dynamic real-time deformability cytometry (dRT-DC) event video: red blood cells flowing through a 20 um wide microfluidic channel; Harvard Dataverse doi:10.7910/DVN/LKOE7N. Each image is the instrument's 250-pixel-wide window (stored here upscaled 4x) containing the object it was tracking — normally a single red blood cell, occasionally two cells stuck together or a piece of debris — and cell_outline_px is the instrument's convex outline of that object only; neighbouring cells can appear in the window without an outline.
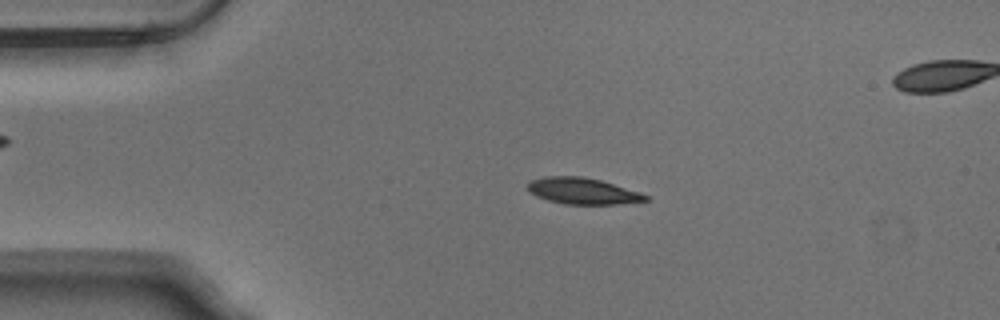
{"species": "Egyptian fruit bat (a non-hibernating species)", "species_latin": "Rousettus aegyptiacus", "temperature_condition": "warm", "stored_images_in_passage": 54, "camera_frame_rate_fps": 3000, "um_per_image_px": 0.085, "animal": {"sex": "male"}, "frame": {"image": 1, "passage_image": 11, "time_ms": 3.333, "image_size_px": [1000, 320], "cell_outline_px": [[648, 200], [620, 204], [564, 204], [548, 200], [536, 196], [528, 192], [528, 184], [532, 180], [544, 176], [584, 176], [600, 180], [640, 192], [648, 196]], "centroid_in_image_um": [49.51, 16.23], "position_along_channel_um": 35.5, "area_um2": 18.03}}
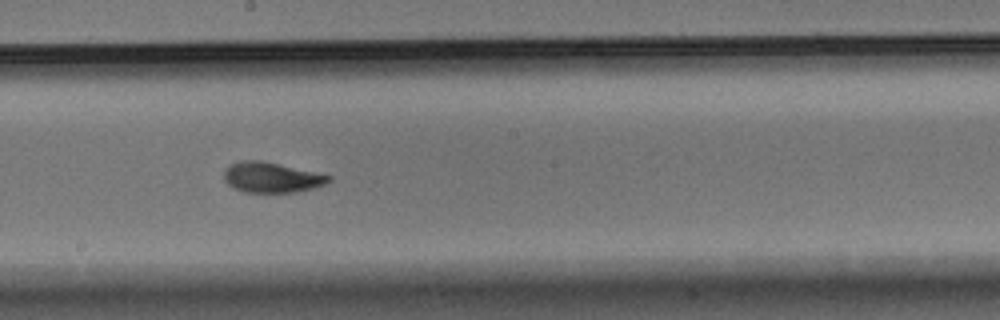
{"frame": {"image": 2, "passage_image": 29, "time_ms": 9.333, "image_size_px": [1000, 320], "cell_outline_px": [[332, 180], [324, 184], [312, 188], [296, 192], [244, 192], [232, 188], [224, 180], [224, 168], [240, 160], [260, 160], [316, 172], [332, 176]], "centroid_in_image_um": [23.05, 15.08], "position_along_channel_um": 225.1, "area_um2": 18.5}}
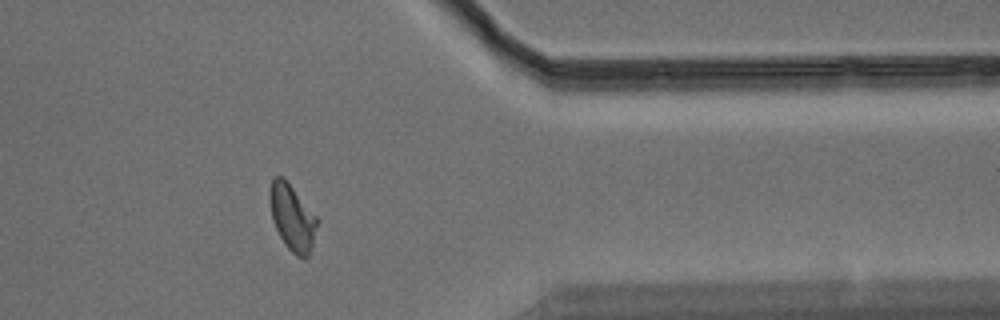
{"frame": {"image": 3, "passage_image": 43, "time_ms": 14.0, "image_size_px": [1000, 320], "cell_outline_px": [[320, 220], [308, 256], [296, 256], [284, 244], [272, 220], [268, 200], [268, 192], [272, 176], [284, 176], [288, 180]], "centroid_in_image_um": [24.82, 18.4], "position_along_channel_um": 386.6, "area_um2": 18.73}, "authors_computed_cell_mechanics": {"area_um2": 18.2937, "velocity_mm_per_s": 3.7815, "shape_relaxation_time_tau1_ms": 3.7647, "shape_relaxation_time_tau2_ms": 1.4839, "deformation_change_tau1": 0.1785, "deformation_change_tau2": 0.0717}}